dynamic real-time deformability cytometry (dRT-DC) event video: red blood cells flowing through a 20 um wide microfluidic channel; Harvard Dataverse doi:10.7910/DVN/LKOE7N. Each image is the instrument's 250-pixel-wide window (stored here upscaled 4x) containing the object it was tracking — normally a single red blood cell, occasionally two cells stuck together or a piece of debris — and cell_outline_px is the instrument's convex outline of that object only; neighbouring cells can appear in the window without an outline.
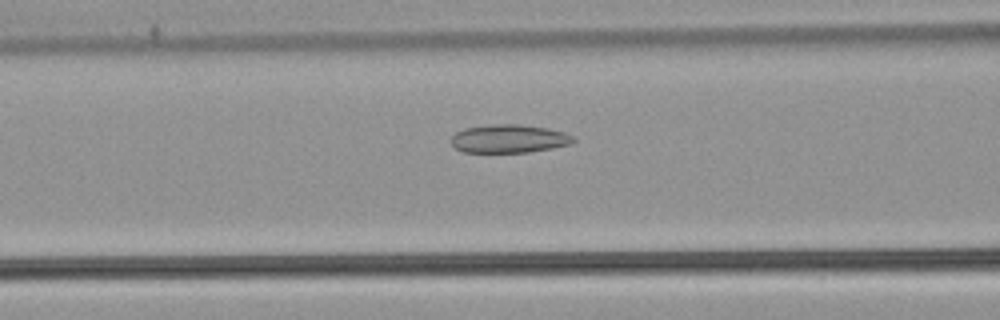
{"species": "common noctule bat (a hibernating species)", "species_latin": "Nyctalus noctula", "temperature_condition": "warm", "stored_images_in_passage": 25, "camera_frame_rate_fps": 3000, "um_per_image_px": 0.085, "animal": {"sex": "male", "body_mass_g": 21.5, "forearm_length_mm": 52.0}, "frame": {"image": 1, "passage_image": 11, "time_ms": 3.333, "image_size_px": [1000, 320], "cell_outline_px": [[576, 140], [572, 144], [552, 148], [528, 152], [464, 152], [456, 148], [448, 140], [456, 132], [464, 128], [492, 124], [520, 124], [548, 128], [564, 132], [576, 136]], "centroid_in_image_um": [43.29, 11.78], "position_along_channel_um": 123.3, "area_um2": 20.4}}
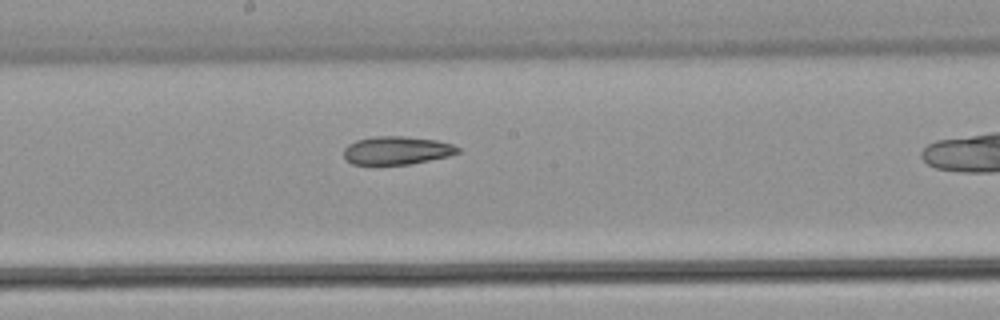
{"frame": {"image": 2, "passage_image": 18, "time_ms": 5.667, "image_size_px": [1000, 320], "cell_outline_px": [[460, 152], [448, 156], [408, 164], [352, 164], [344, 160], [344, 148], [348, 144], [356, 140], [372, 136], [404, 136], [436, 140], [452, 144], [460, 148]], "centroid_in_image_um": [33.69, 12.78], "position_along_channel_um": 214.5, "area_um2": 18.73}}
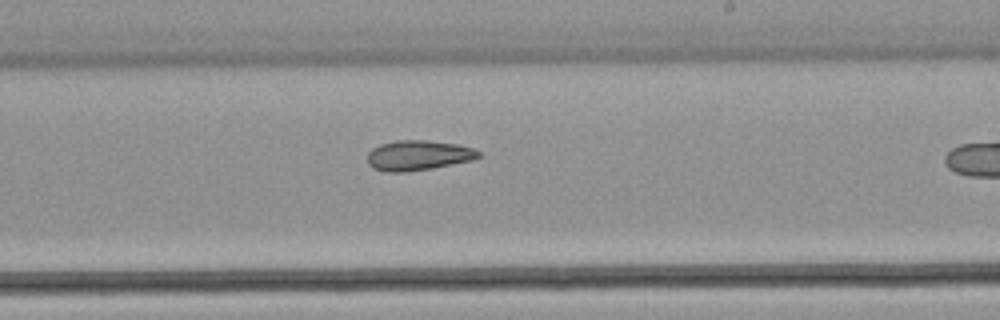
{"frame": {"image": 3, "passage_image": 21, "time_ms": 6.667, "image_size_px": [1000, 320], "cell_outline_px": [[484, 156], [472, 160], [432, 168], [404, 172], [388, 172], [372, 168], [368, 164], [368, 152], [372, 148], [380, 144], [396, 140], [428, 140], [460, 144], [472, 148], [480, 152]], "centroid_in_image_um": [35.56, 13.2], "position_along_channel_um": 253.4, "area_um2": 19.65}}